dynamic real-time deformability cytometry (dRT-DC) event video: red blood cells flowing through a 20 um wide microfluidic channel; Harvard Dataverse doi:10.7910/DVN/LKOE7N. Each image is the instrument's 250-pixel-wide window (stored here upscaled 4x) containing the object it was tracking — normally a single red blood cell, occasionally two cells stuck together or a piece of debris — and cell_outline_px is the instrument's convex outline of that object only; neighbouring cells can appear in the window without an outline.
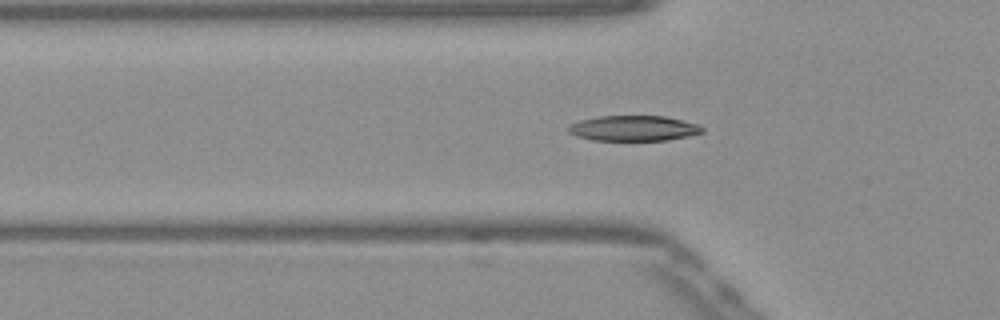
{"species": "Egyptian fruit bat (a non-hibernating species)", "species_latin": "Rousettus aegyptiacus", "temperature_condition": "warm", "stored_images_in_passage": 43, "camera_frame_rate_fps": 3000, "um_per_image_px": 0.085, "frame": {"image": 1, "passage_image": 7, "time_ms": 2.0, "image_size_px": [1000, 320], "cell_outline_px": [[704, 132], [688, 136], [668, 140], [592, 140], [576, 136], [568, 132], [564, 128], [580, 120], [596, 116], [664, 116], [696, 124], [704, 128]], "centroid_in_image_um": [53.81, 10.9], "position_along_channel_um": 72.0, "area_um2": 19.77}}
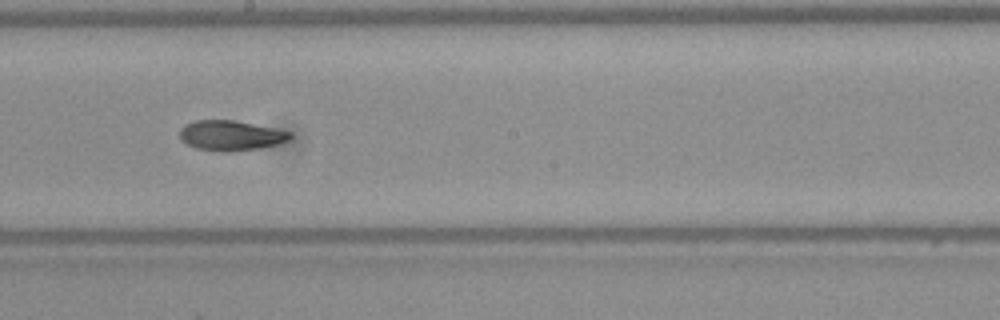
{"frame": {"image": 2, "passage_image": 19, "time_ms": 6.0, "image_size_px": [1000, 320], "cell_outline_px": [[292, 136], [288, 140], [276, 144], [260, 148], [232, 152], [220, 152], [196, 148], [180, 140], [180, 128], [184, 124], [196, 120], [236, 120], [292, 132]], "centroid_in_image_um": [19.59, 11.52], "position_along_channel_um": 228.6, "area_um2": 19.48}}
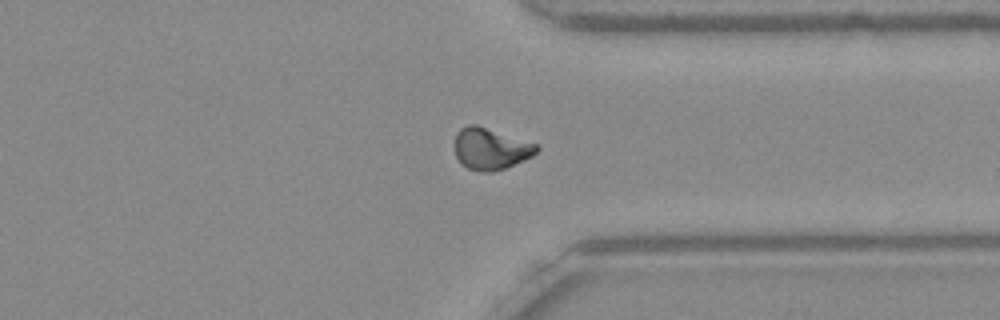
{"frame": {"image": 3, "passage_image": 30, "time_ms": 9.667, "image_size_px": [1000, 320], "cell_outline_px": [[540, 148], [532, 156], [504, 168], [492, 172], [484, 172], [468, 168], [460, 164], [456, 156], [452, 144], [456, 132], [460, 128], [468, 124], [476, 124], [536, 144]], "centroid_in_image_um": [41.62, 12.63], "position_along_channel_um": 369.8, "area_um2": 19.94}, "authors_computed_cell_mechanics": {"area_um2": 19.1896, "velocity_mm_per_s": 3.8854, "shape_relaxation_time_tau1_ms": 6.3457, "shape_relaxation_time_tau2_ms": null, "deformation_change_tau1": 0.1931, "deformation_change_tau2": null}}